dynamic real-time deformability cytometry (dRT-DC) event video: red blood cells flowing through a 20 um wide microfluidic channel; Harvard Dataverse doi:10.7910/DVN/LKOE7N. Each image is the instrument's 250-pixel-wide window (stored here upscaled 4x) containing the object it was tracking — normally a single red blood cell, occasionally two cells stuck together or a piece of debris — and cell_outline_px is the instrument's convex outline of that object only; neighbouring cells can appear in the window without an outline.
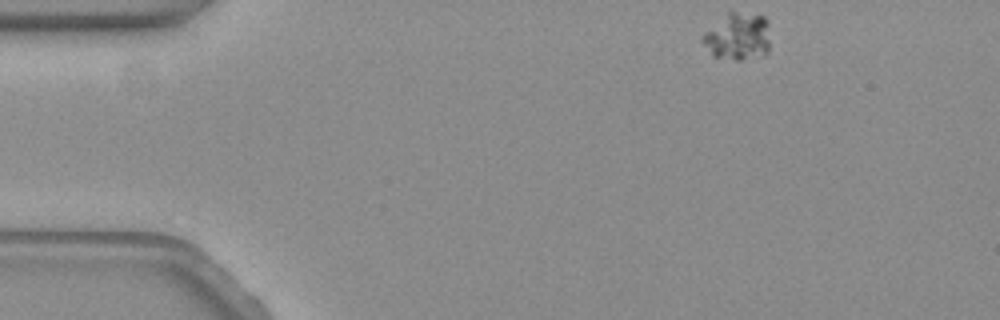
{"species": "common noctule bat (a hibernating species)", "species_latin": "Nyctalus noctula", "temperature_condition": "warm", "stored_images_in_passage": 54, "camera_frame_rate_fps": 3000, "um_per_image_px": 0.085, "animal": {"sex": "female", "body_mass_g": 19.3, "forearm_length_mm": 54.1}, "frame": {"image": 1, "passage_image": 1, "time_ms": 0.0, "image_size_px": [1000, 320], "cell_outline_px": [[768, 52], [764, 56], [740, 60], [736, 60], [712, 56], [700, 40], [700, 36], [704, 32], [728, 12], [736, 12], [764, 16], [768, 20]], "centroid_in_image_um": [62.69, 3.12], "position_along_channel_um": 22.3, "area_um2": 18.73}}
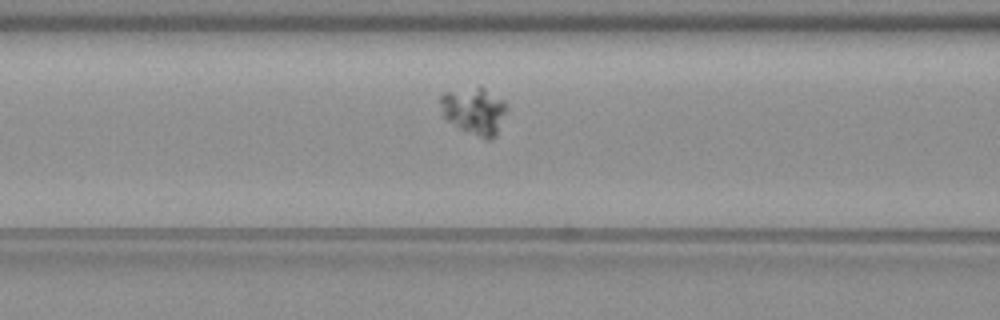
{"frame": {"image": 2, "passage_image": 18, "time_ms": 5.667, "image_size_px": [1000, 320], "cell_outline_px": [[508, 108], [496, 136], [492, 140], [484, 140], [460, 128], [448, 120], [444, 116], [440, 104], [440, 96], [444, 92], [480, 84], [504, 100]], "centroid_in_image_um": [40.34, 9.39], "position_along_channel_um": 126.3, "area_um2": 18.67}}
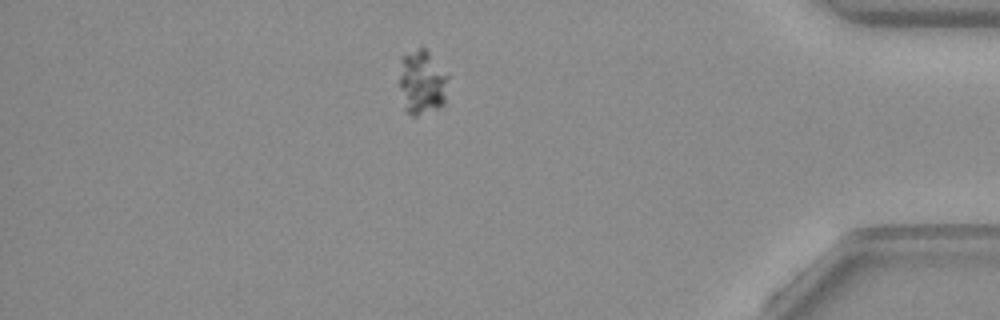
{"frame": {"image": 3, "passage_image": 46, "time_ms": 15.0, "image_size_px": [1000, 320], "cell_outline_px": [[448, 76], [444, 104], [440, 108], [416, 116], [412, 116], [404, 108], [400, 88], [400, 56], [420, 48], [424, 48], [448, 72]], "centroid_in_image_um": [35.88, 7.0], "position_along_channel_um": 399.3, "area_um2": 18.44}}